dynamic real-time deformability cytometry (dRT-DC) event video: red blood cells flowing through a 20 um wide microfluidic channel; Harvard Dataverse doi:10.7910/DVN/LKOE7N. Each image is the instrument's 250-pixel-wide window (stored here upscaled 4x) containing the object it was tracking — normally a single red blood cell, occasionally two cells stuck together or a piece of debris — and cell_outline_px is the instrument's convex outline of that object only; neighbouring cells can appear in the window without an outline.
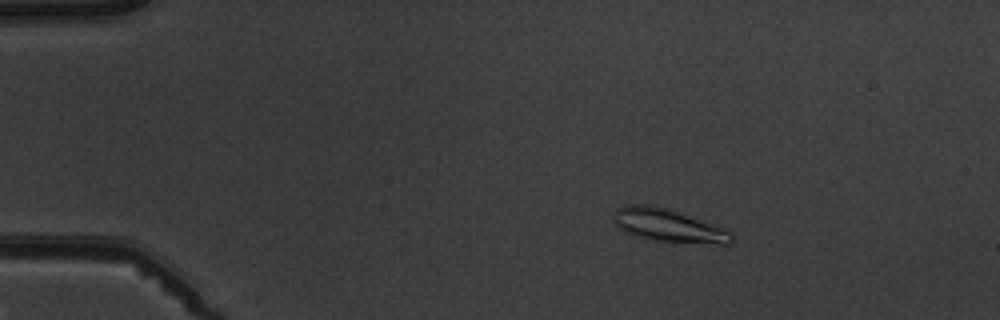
{"species": "common noctule bat (a hibernating species)", "species_latin": "Nyctalus noctula", "temperature_condition": "warm", "stored_images_in_passage": 4, "camera_frame_rate_fps": 3000, "um_per_image_px": 0.085, "animal": {"sex": "male", "body_mass_g": 19.5, "forearm_length_mm": 54.6}, "frame": {"image": 1, "passage_image": 2, "time_ms": 1.0, "image_size_px": [1000, 320], "cell_outline_px": [[732, 244], [720, 244], [648, 240], [624, 232], [616, 224], [616, 208], [628, 204], [652, 204], [668, 208], [724, 228], [732, 232]], "centroid_in_image_um": [56.82, 19.16], "position_along_channel_um": 28.2, "area_um2": 22.6}}